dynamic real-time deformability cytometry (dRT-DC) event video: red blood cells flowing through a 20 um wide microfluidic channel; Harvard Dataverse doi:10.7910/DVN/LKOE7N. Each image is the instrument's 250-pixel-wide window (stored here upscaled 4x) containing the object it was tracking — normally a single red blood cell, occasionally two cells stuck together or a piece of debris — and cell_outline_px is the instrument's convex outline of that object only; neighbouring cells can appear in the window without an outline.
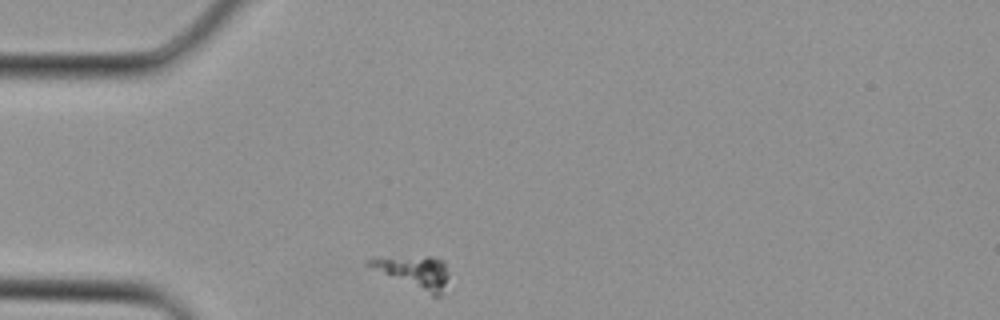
{"species": "Egyptian fruit bat (a non-hibernating species)", "species_latin": "Rousettus aegyptiacus", "temperature_condition": "cold", "stored_images_in_passage": 1, "camera_frame_rate_fps": 3000, "um_per_image_px": 0.085, "animal": {"sex": "female"}, "frame": {"image": 1, "passage_image": 1, "time_ms": 0.0, "image_size_px": [1000, 320], "cell_outline_px": [[448, 276], [440, 296], [432, 296], [372, 268], [364, 264], [364, 260], [372, 256], [432, 256], [444, 260], [448, 272]], "centroid_in_image_um": [35.15, 23.06], "position_along_channel_um": 49.9, "area_um2": 15.32}}